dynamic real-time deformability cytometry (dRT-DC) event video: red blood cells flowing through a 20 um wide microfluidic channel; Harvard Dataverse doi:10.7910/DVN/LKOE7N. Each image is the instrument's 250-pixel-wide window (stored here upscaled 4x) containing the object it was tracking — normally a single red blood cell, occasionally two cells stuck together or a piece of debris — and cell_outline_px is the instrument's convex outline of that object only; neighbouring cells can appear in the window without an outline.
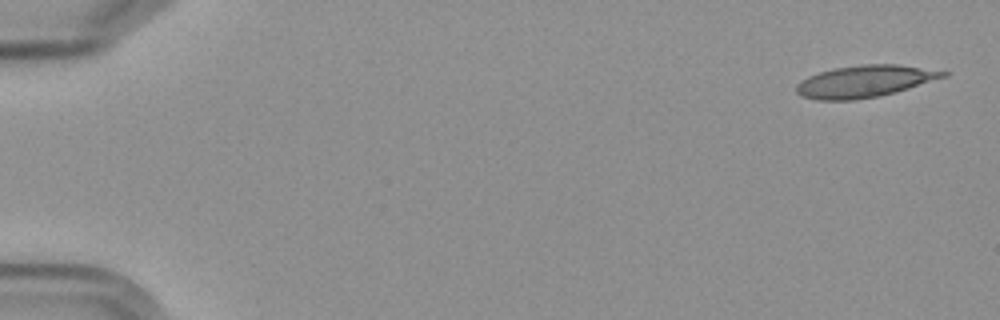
{"species": "Egyptian fruit bat (a non-hibernating species)", "species_latin": "Rousettus aegyptiacus", "temperature_condition": "cold", "stored_images_in_passage": 6, "camera_frame_rate_fps": 3000, "um_per_image_px": 0.085, "frame": {"image": 1, "passage_image": 1, "time_ms": 0.0, "image_size_px": [1000, 320], "cell_outline_px": [[948, 76], [896, 92], [880, 96], [856, 100], [816, 100], [800, 96], [796, 92], [796, 84], [800, 80], [808, 76], [832, 68], [860, 64], [900, 64], [948, 72]], "centroid_in_image_um": [73.47, 6.91], "position_along_channel_um": 11.5, "area_um2": 27.57}}
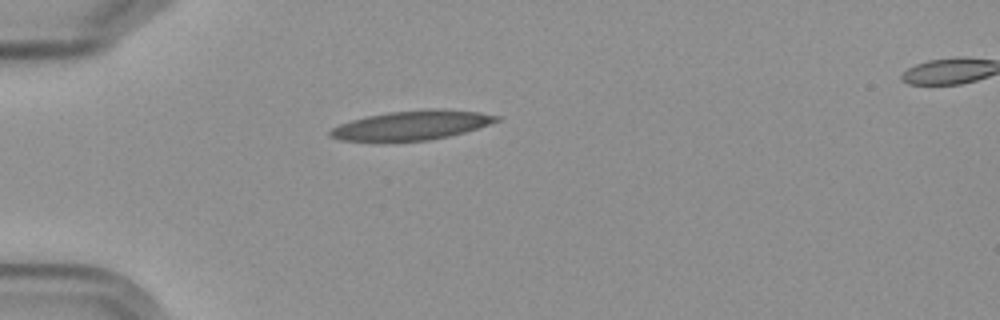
{"frame": {"image": 2, "passage_image": 5, "time_ms": 4.667, "image_size_px": [1000, 320], "cell_outline_px": [[504, 116], [500, 120], [464, 132], [448, 136], [428, 140], [372, 144], [340, 140], [328, 136], [328, 132], [332, 128], [340, 124], [352, 120], [368, 116], [388, 112], [424, 108], [444, 108], [480, 112]], "centroid_in_image_um": [34.93, 10.67], "position_along_channel_um": 50.1, "area_um2": 29.54}}